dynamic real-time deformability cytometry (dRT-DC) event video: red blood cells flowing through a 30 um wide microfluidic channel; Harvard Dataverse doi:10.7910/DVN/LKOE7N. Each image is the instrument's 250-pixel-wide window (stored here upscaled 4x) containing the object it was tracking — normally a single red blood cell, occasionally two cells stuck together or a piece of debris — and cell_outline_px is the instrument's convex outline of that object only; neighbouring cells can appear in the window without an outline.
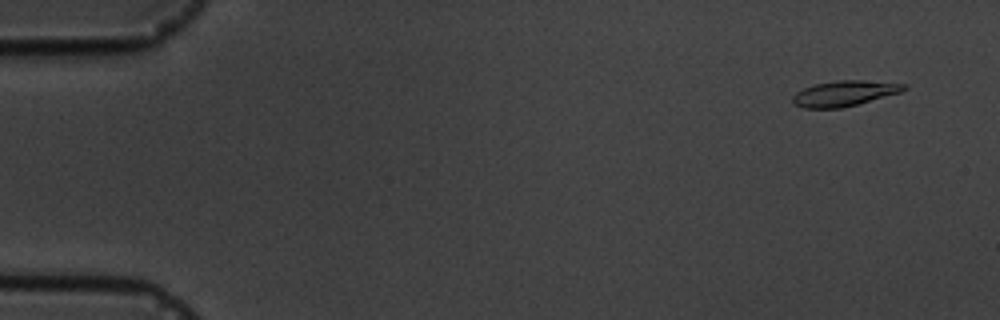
{"species": "common noctule bat (a hibernating species)", "species_latin": "Nyctalus noctula", "temperature_condition": "cold", "stored_images_in_passage": 6, "camera_frame_rate_fps": 3000, "um_per_image_px": 0.085, "animal": {"sex": "male", "body_mass_g": 19.5, "forearm_length_mm": 54.6}, "frame": {"image": 1, "passage_image": 1, "time_ms": 0.0, "image_size_px": [1000, 320], "cell_outline_px": [[908, 88], [900, 92], [856, 104], [840, 108], [804, 108], [796, 104], [792, 100], [792, 96], [796, 92], [804, 88], [816, 84], [836, 80], [864, 80], [908, 84]], "centroid_in_image_um": [71.78, 7.92], "position_along_channel_um": 13.2, "area_um2": 16.3}}
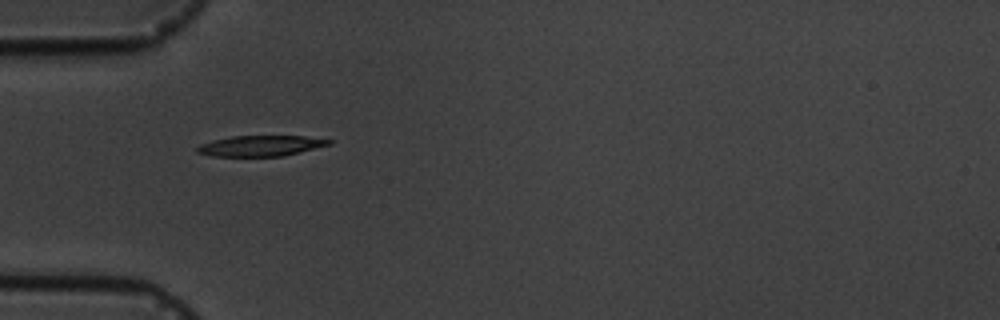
{"frame": {"image": 2, "passage_image": 5, "time_ms": 4.667, "image_size_px": [1000, 320], "cell_outline_px": [[332, 144], [284, 156], [212, 156], [196, 152], [196, 148], [200, 144], [212, 140], [232, 136], [304, 136], [332, 140]], "centroid_in_image_um": [22.15, 12.39], "position_along_channel_um": 62.9, "area_um2": 15.84}}
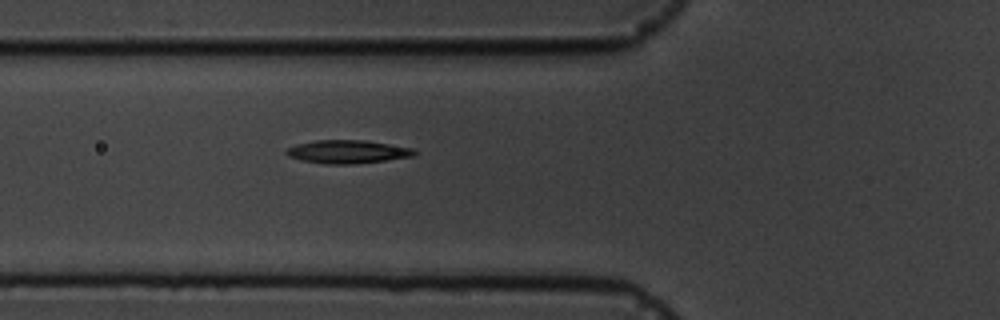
{"frame": {"image": 3, "passage_image": 6, "time_ms": 5.667, "image_size_px": [1000, 320], "cell_outline_px": [[416, 156], [352, 164], [324, 164], [300, 160], [288, 156], [284, 152], [288, 148], [296, 144], [316, 140], [364, 140], [416, 148]], "centroid_in_image_um": [29.55, 12.89], "position_along_channel_um": 96.2, "area_um2": 17.46}}